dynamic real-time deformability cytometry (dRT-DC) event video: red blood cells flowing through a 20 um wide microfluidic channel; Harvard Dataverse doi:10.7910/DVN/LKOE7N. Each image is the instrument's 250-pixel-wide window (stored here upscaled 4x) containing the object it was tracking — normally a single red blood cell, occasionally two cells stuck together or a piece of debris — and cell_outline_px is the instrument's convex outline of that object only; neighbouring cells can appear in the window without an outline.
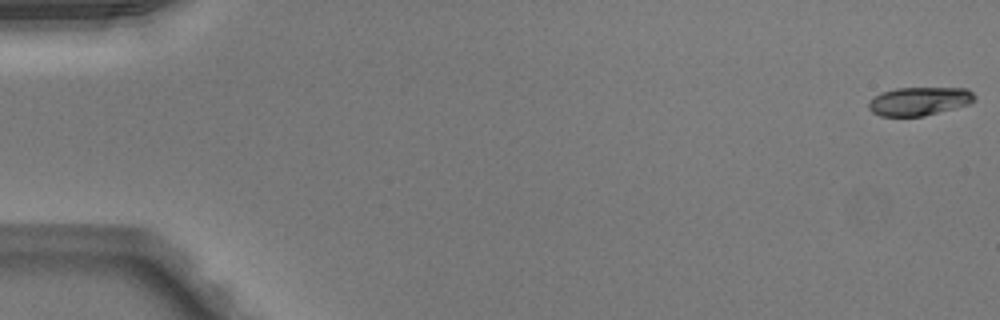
{"species": "Egyptian fruit bat (a non-hibernating species)", "species_latin": "Rousettus aegyptiacus", "temperature_condition": "warm", "stored_images_in_passage": 50, "camera_frame_rate_fps": 3000, "um_per_image_px": 0.085, "animal": {"sex": "male"}, "frame": {"image": 1, "passage_image": 1, "time_ms": 0.0, "image_size_px": [1000, 320], "cell_outline_px": [[976, 100], [968, 104], [956, 108], [924, 116], [880, 116], [872, 112], [868, 108], [868, 104], [872, 96], [880, 92], [896, 88], [968, 88], [976, 96]], "centroid_in_image_um": [78.12, 8.6], "position_along_channel_um": 6.9, "area_um2": 17.8}}
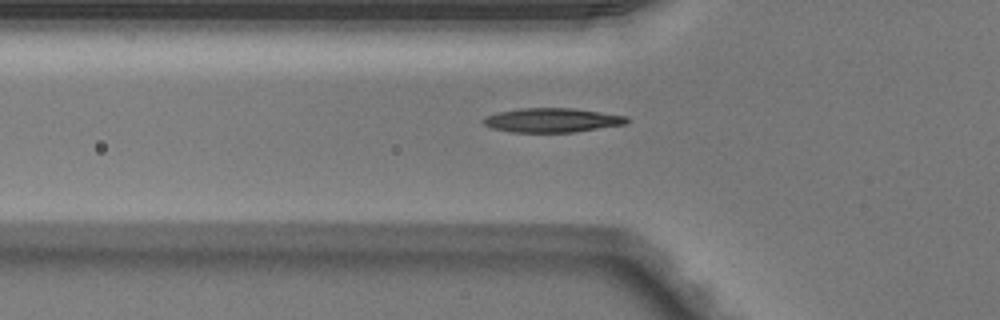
{"frame": {"image": 2, "passage_image": 18, "time_ms": 5.667, "image_size_px": [1000, 320], "cell_outline_px": [[628, 124], [572, 132], [512, 132], [492, 128], [484, 124], [480, 120], [484, 116], [496, 112], [520, 108], [572, 108], [628, 116]], "centroid_in_image_um": [46.89, 10.21], "position_along_channel_um": 78.9, "area_um2": 20.35}}
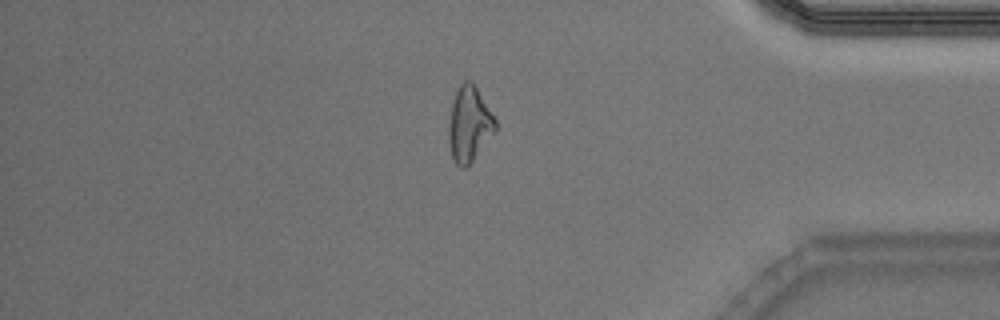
{"frame": {"image": 3, "passage_image": 43, "time_ms": 14.0, "image_size_px": [1000, 320], "cell_outline_px": [[496, 128], [472, 160], [464, 168], [460, 168], [456, 164], [452, 156], [448, 140], [448, 128], [452, 104], [456, 92], [460, 84], [464, 80], [468, 80], [476, 88], [496, 120]], "centroid_in_image_um": [39.85, 10.56], "position_along_channel_um": 395.3, "area_um2": 19.71}, "authors_computed_cell_mechanics": {"area_um2": 18.9006, "velocity_mm_per_s": 4.0893, "shape_relaxation_time_tau1_ms": null, "shape_relaxation_time_tau2_ms": 3.7733, "deformation_change_tau1": null, "deformation_change_tau2": 0.128}}